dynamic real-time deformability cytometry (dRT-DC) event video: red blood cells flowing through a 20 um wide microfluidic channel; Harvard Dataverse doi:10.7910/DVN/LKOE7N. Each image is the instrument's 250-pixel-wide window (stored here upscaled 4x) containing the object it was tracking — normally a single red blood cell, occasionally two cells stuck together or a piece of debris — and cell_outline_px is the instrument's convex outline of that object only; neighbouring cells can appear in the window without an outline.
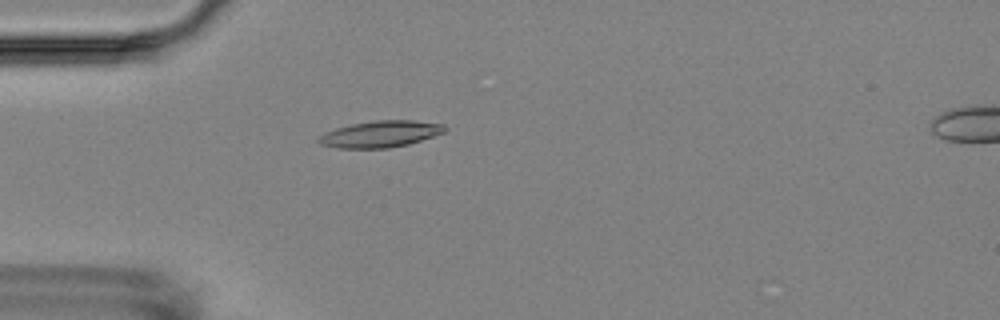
{"species": "Egyptian fruit bat (a non-hibernating species)", "species_latin": "Rousettus aegyptiacus", "temperature_condition": "room temperature", "stored_images_in_passage": 3, "camera_frame_rate_fps": 3000, "um_per_image_px": 0.085, "animal": {"sex": "female"}, "frame": {"image": 1, "passage_image": 2, "time_ms": 1.0, "image_size_px": [1000, 320], "cell_outline_px": [[448, 128], [444, 132], [408, 144], [388, 148], [336, 148], [320, 144], [316, 140], [316, 136], [324, 132], [336, 128], [352, 124], [372, 120], [412, 120], [444, 124]], "centroid_in_image_um": [32.28, 11.39], "position_along_channel_um": 52.7, "area_um2": 19.59}}